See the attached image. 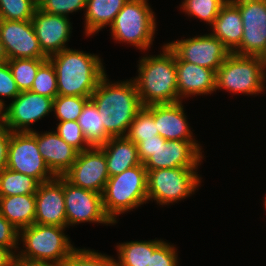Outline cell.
I'll list each match as a JSON object with an SVG mask.
<instances>
[{
    "instance_id": "1",
    "label": "cell",
    "mask_w": 266,
    "mask_h": 266,
    "mask_svg": "<svg viewBox=\"0 0 266 266\" xmlns=\"http://www.w3.org/2000/svg\"><path fill=\"white\" fill-rule=\"evenodd\" d=\"M107 80L105 74L90 99L100 113L107 135L123 137L143 105L133 80L112 84Z\"/></svg>"
},
{
    "instance_id": "2",
    "label": "cell",
    "mask_w": 266,
    "mask_h": 266,
    "mask_svg": "<svg viewBox=\"0 0 266 266\" xmlns=\"http://www.w3.org/2000/svg\"><path fill=\"white\" fill-rule=\"evenodd\" d=\"M48 60L56 72L58 95L62 96L91 97L106 74L100 58L83 51L65 48Z\"/></svg>"
},
{
    "instance_id": "3",
    "label": "cell",
    "mask_w": 266,
    "mask_h": 266,
    "mask_svg": "<svg viewBox=\"0 0 266 266\" xmlns=\"http://www.w3.org/2000/svg\"><path fill=\"white\" fill-rule=\"evenodd\" d=\"M134 83L143 107L180 102L176 77V54L165 44L163 53L140 60Z\"/></svg>"
},
{
    "instance_id": "4",
    "label": "cell",
    "mask_w": 266,
    "mask_h": 266,
    "mask_svg": "<svg viewBox=\"0 0 266 266\" xmlns=\"http://www.w3.org/2000/svg\"><path fill=\"white\" fill-rule=\"evenodd\" d=\"M147 200V170L142 163L109 177L102 192L105 214L113 223H117L116 215L134 209Z\"/></svg>"
},
{
    "instance_id": "5",
    "label": "cell",
    "mask_w": 266,
    "mask_h": 266,
    "mask_svg": "<svg viewBox=\"0 0 266 266\" xmlns=\"http://www.w3.org/2000/svg\"><path fill=\"white\" fill-rule=\"evenodd\" d=\"M265 61L261 57L230 53L216 71V90L255 95L265 82Z\"/></svg>"
},
{
    "instance_id": "6",
    "label": "cell",
    "mask_w": 266,
    "mask_h": 266,
    "mask_svg": "<svg viewBox=\"0 0 266 266\" xmlns=\"http://www.w3.org/2000/svg\"><path fill=\"white\" fill-rule=\"evenodd\" d=\"M65 227L55 225L32 224L21 229L23 245L20 257L30 260L49 261L62 265L63 261L76 249L63 233Z\"/></svg>"
},
{
    "instance_id": "7",
    "label": "cell",
    "mask_w": 266,
    "mask_h": 266,
    "mask_svg": "<svg viewBox=\"0 0 266 266\" xmlns=\"http://www.w3.org/2000/svg\"><path fill=\"white\" fill-rule=\"evenodd\" d=\"M153 13L147 0H128L110 26L113 38L147 50L156 29Z\"/></svg>"
},
{
    "instance_id": "8",
    "label": "cell",
    "mask_w": 266,
    "mask_h": 266,
    "mask_svg": "<svg viewBox=\"0 0 266 266\" xmlns=\"http://www.w3.org/2000/svg\"><path fill=\"white\" fill-rule=\"evenodd\" d=\"M196 168H162L147 170L148 200H156L160 205L182 200L190 196L201 182Z\"/></svg>"
},
{
    "instance_id": "9",
    "label": "cell",
    "mask_w": 266,
    "mask_h": 266,
    "mask_svg": "<svg viewBox=\"0 0 266 266\" xmlns=\"http://www.w3.org/2000/svg\"><path fill=\"white\" fill-rule=\"evenodd\" d=\"M6 168L31 176L39 183L56 177L41 156L32 132H11Z\"/></svg>"
},
{
    "instance_id": "10",
    "label": "cell",
    "mask_w": 266,
    "mask_h": 266,
    "mask_svg": "<svg viewBox=\"0 0 266 266\" xmlns=\"http://www.w3.org/2000/svg\"><path fill=\"white\" fill-rule=\"evenodd\" d=\"M242 16L243 37L233 52L263 57L266 52V0H231Z\"/></svg>"
},
{
    "instance_id": "11",
    "label": "cell",
    "mask_w": 266,
    "mask_h": 266,
    "mask_svg": "<svg viewBox=\"0 0 266 266\" xmlns=\"http://www.w3.org/2000/svg\"><path fill=\"white\" fill-rule=\"evenodd\" d=\"M63 177L74 186L102 194L109 179L104 151L91 147L78 152L74 164Z\"/></svg>"
},
{
    "instance_id": "12",
    "label": "cell",
    "mask_w": 266,
    "mask_h": 266,
    "mask_svg": "<svg viewBox=\"0 0 266 266\" xmlns=\"http://www.w3.org/2000/svg\"><path fill=\"white\" fill-rule=\"evenodd\" d=\"M0 38L5 60L17 58L48 59L42 52L31 20L0 19Z\"/></svg>"
},
{
    "instance_id": "13",
    "label": "cell",
    "mask_w": 266,
    "mask_h": 266,
    "mask_svg": "<svg viewBox=\"0 0 266 266\" xmlns=\"http://www.w3.org/2000/svg\"><path fill=\"white\" fill-rule=\"evenodd\" d=\"M4 111L2 123L11 132H31L33 129L28 128V125L53 111V98L23 91Z\"/></svg>"
},
{
    "instance_id": "14",
    "label": "cell",
    "mask_w": 266,
    "mask_h": 266,
    "mask_svg": "<svg viewBox=\"0 0 266 266\" xmlns=\"http://www.w3.org/2000/svg\"><path fill=\"white\" fill-rule=\"evenodd\" d=\"M167 45L183 61L217 71L231 53L212 34L172 41Z\"/></svg>"
},
{
    "instance_id": "15",
    "label": "cell",
    "mask_w": 266,
    "mask_h": 266,
    "mask_svg": "<svg viewBox=\"0 0 266 266\" xmlns=\"http://www.w3.org/2000/svg\"><path fill=\"white\" fill-rule=\"evenodd\" d=\"M67 226L82 222L114 224L105 214L102 194L72 185L64 178Z\"/></svg>"
},
{
    "instance_id": "16",
    "label": "cell",
    "mask_w": 266,
    "mask_h": 266,
    "mask_svg": "<svg viewBox=\"0 0 266 266\" xmlns=\"http://www.w3.org/2000/svg\"><path fill=\"white\" fill-rule=\"evenodd\" d=\"M35 201L34 223L67 227L63 176L40 183L35 193Z\"/></svg>"
},
{
    "instance_id": "17",
    "label": "cell",
    "mask_w": 266,
    "mask_h": 266,
    "mask_svg": "<svg viewBox=\"0 0 266 266\" xmlns=\"http://www.w3.org/2000/svg\"><path fill=\"white\" fill-rule=\"evenodd\" d=\"M196 142L183 140H166L143 164L146 170L162 168H197L202 152Z\"/></svg>"
},
{
    "instance_id": "18",
    "label": "cell",
    "mask_w": 266,
    "mask_h": 266,
    "mask_svg": "<svg viewBox=\"0 0 266 266\" xmlns=\"http://www.w3.org/2000/svg\"><path fill=\"white\" fill-rule=\"evenodd\" d=\"M42 52L50 57L66 48L70 37L71 24L67 16L34 11L31 19Z\"/></svg>"
},
{
    "instance_id": "19",
    "label": "cell",
    "mask_w": 266,
    "mask_h": 266,
    "mask_svg": "<svg viewBox=\"0 0 266 266\" xmlns=\"http://www.w3.org/2000/svg\"><path fill=\"white\" fill-rule=\"evenodd\" d=\"M38 149L50 171L57 177L63 176L74 164L78 151L67 144L55 131L38 134Z\"/></svg>"
},
{
    "instance_id": "20",
    "label": "cell",
    "mask_w": 266,
    "mask_h": 266,
    "mask_svg": "<svg viewBox=\"0 0 266 266\" xmlns=\"http://www.w3.org/2000/svg\"><path fill=\"white\" fill-rule=\"evenodd\" d=\"M176 77L179 99L183 96L205 95L216 91V71L183 61L177 55Z\"/></svg>"
},
{
    "instance_id": "21",
    "label": "cell",
    "mask_w": 266,
    "mask_h": 266,
    "mask_svg": "<svg viewBox=\"0 0 266 266\" xmlns=\"http://www.w3.org/2000/svg\"><path fill=\"white\" fill-rule=\"evenodd\" d=\"M182 102L154 104L153 118L159 135L165 140L195 142L189 129Z\"/></svg>"
},
{
    "instance_id": "22",
    "label": "cell",
    "mask_w": 266,
    "mask_h": 266,
    "mask_svg": "<svg viewBox=\"0 0 266 266\" xmlns=\"http://www.w3.org/2000/svg\"><path fill=\"white\" fill-rule=\"evenodd\" d=\"M213 33L223 45L233 53L239 46L243 37L242 16L239 8L228 0L220 9L213 24Z\"/></svg>"
},
{
    "instance_id": "23",
    "label": "cell",
    "mask_w": 266,
    "mask_h": 266,
    "mask_svg": "<svg viewBox=\"0 0 266 266\" xmlns=\"http://www.w3.org/2000/svg\"><path fill=\"white\" fill-rule=\"evenodd\" d=\"M100 148L104 151L106 157L109 177L141 164L137 145L126 136L111 137Z\"/></svg>"
},
{
    "instance_id": "24",
    "label": "cell",
    "mask_w": 266,
    "mask_h": 266,
    "mask_svg": "<svg viewBox=\"0 0 266 266\" xmlns=\"http://www.w3.org/2000/svg\"><path fill=\"white\" fill-rule=\"evenodd\" d=\"M0 213L18 231L34 224L35 194L0 197Z\"/></svg>"
},
{
    "instance_id": "25",
    "label": "cell",
    "mask_w": 266,
    "mask_h": 266,
    "mask_svg": "<svg viewBox=\"0 0 266 266\" xmlns=\"http://www.w3.org/2000/svg\"><path fill=\"white\" fill-rule=\"evenodd\" d=\"M128 0H86L85 33L98 32L105 25L111 26L115 17Z\"/></svg>"
},
{
    "instance_id": "26",
    "label": "cell",
    "mask_w": 266,
    "mask_h": 266,
    "mask_svg": "<svg viewBox=\"0 0 266 266\" xmlns=\"http://www.w3.org/2000/svg\"><path fill=\"white\" fill-rule=\"evenodd\" d=\"M77 123L82 129L87 143L91 147H100L110 139L104 130L100 113L91 99H89L83 106L82 112L77 119Z\"/></svg>"
},
{
    "instance_id": "27",
    "label": "cell",
    "mask_w": 266,
    "mask_h": 266,
    "mask_svg": "<svg viewBox=\"0 0 266 266\" xmlns=\"http://www.w3.org/2000/svg\"><path fill=\"white\" fill-rule=\"evenodd\" d=\"M162 242L161 240L131 241L118 245V266H147L150 255Z\"/></svg>"
},
{
    "instance_id": "28",
    "label": "cell",
    "mask_w": 266,
    "mask_h": 266,
    "mask_svg": "<svg viewBox=\"0 0 266 266\" xmlns=\"http://www.w3.org/2000/svg\"><path fill=\"white\" fill-rule=\"evenodd\" d=\"M39 184L31 176L5 168L0 172V197L35 194Z\"/></svg>"
},
{
    "instance_id": "29",
    "label": "cell",
    "mask_w": 266,
    "mask_h": 266,
    "mask_svg": "<svg viewBox=\"0 0 266 266\" xmlns=\"http://www.w3.org/2000/svg\"><path fill=\"white\" fill-rule=\"evenodd\" d=\"M47 59L17 58L6 60L20 92L30 91L39 67Z\"/></svg>"
},
{
    "instance_id": "30",
    "label": "cell",
    "mask_w": 266,
    "mask_h": 266,
    "mask_svg": "<svg viewBox=\"0 0 266 266\" xmlns=\"http://www.w3.org/2000/svg\"><path fill=\"white\" fill-rule=\"evenodd\" d=\"M159 135L153 118V105L143 107L130 124L126 137L136 145L143 139L155 138Z\"/></svg>"
},
{
    "instance_id": "31",
    "label": "cell",
    "mask_w": 266,
    "mask_h": 266,
    "mask_svg": "<svg viewBox=\"0 0 266 266\" xmlns=\"http://www.w3.org/2000/svg\"><path fill=\"white\" fill-rule=\"evenodd\" d=\"M89 99L90 97L57 95L53 99V111L59 121H77Z\"/></svg>"
},
{
    "instance_id": "32",
    "label": "cell",
    "mask_w": 266,
    "mask_h": 266,
    "mask_svg": "<svg viewBox=\"0 0 266 266\" xmlns=\"http://www.w3.org/2000/svg\"><path fill=\"white\" fill-rule=\"evenodd\" d=\"M227 1L228 0H184L181 7L188 15L195 16L212 25L221 7Z\"/></svg>"
},
{
    "instance_id": "33",
    "label": "cell",
    "mask_w": 266,
    "mask_h": 266,
    "mask_svg": "<svg viewBox=\"0 0 266 266\" xmlns=\"http://www.w3.org/2000/svg\"><path fill=\"white\" fill-rule=\"evenodd\" d=\"M37 7L32 0H0V19L28 21L32 19Z\"/></svg>"
},
{
    "instance_id": "34",
    "label": "cell",
    "mask_w": 266,
    "mask_h": 266,
    "mask_svg": "<svg viewBox=\"0 0 266 266\" xmlns=\"http://www.w3.org/2000/svg\"><path fill=\"white\" fill-rule=\"evenodd\" d=\"M30 91L53 99L58 95L56 72L48 59L39 67Z\"/></svg>"
},
{
    "instance_id": "35",
    "label": "cell",
    "mask_w": 266,
    "mask_h": 266,
    "mask_svg": "<svg viewBox=\"0 0 266 266\" xmlns=\"http://www.w3.org/2000/svg\"><path fill=\"white\" fill-rule=\"evenodd\" d=\"M62 266H118L112 257L98 252L75 249L62 263Z\"/></svg>"
},
{
    "instance_id": "36",
    "label": "cell",
    "mask_w": 266,
    "mask_h": 266,
    "mask_svg": "<svg viewBox=\"0 0 266 266\" xmlns=\"http://www.w3.org/2000/svg\"><path fill=\"white\" fill-rule=\"evenodd\" d=\"M56 129V133L78 152L91 148L77 121H60Z\"/></svg>"
},
{
    "instance_id": "37",
    "label": "cell",
    "mask_w": 266,
    "mask_h": 266,
    "mask_svg": "<svg viewBox=\"0 0 266 266\" xmlns=\"http://www.w3.org/2000/svg\"><path fill=\"white\" fill-rule=\"evenodd\" d=\"M85 7L86 0H42L38 5V8L44 12L62 16Z\"/></svg>"
},
{
    "instance_id": "38",
    "label": "cell",
    "mask_w": 266,
    "mask_h": 266,
    "mask_svg": "<svg viewBox=\"0 0 266 266\" xmlns=\"http://www.w3.org/2000/svg\"><path fill=\"white\" fill-rule=\"evenodd\" d=\"M20 91L17 88L11 69L6 60L0 61V96L15 99ZM3 99H0V105L5 108Z\"/></svg>"
},
{
    "instance_id": "39",
    "label": "cell",
    "mask_w": 266,
    "mask_h": 266,
    "mask_svg": "<svg viewBox=\"0 0 266 266\" xmlns=\"http://www.w3.org/2000/svg\"><path fill=\"white\" fill-rule=\"evenodd\" d=\"M173 245L162 242L150 255L147 266H177L178 259Z\"/></svg>"
},
{
    "instance_id": "40",
    "label": "cell",
    "mask_w": 266,
    "mask_h": 266,
    "mask_svg": "<svg viewBox=\"0 0 266 266\" xmlns=\"http://www.w3.org/2000/svg\"><path fill=\"white\" fill-rule=\"evenodd\" d=\"M20 232L0 213V245L12 250L18 244Z\"/></svg>"
},
{
    "instance_id": "41",
    "label": "cell",
    "mask_w": 266,
    "mask_h": 266,
    "mask_svg": "<svg viewBox=\"0 0 266 266\" xmlns=\"http://www.w3.org/2000/svg\"><path fill=\"white\" fill-rule=\"evenodd\" d=\"M166 140L160 135H155V138L143 139L137 144L138 156L143 164L154 152L158 149L160 143H165Z\"/></svg>"
},
{
    "instance_id": "42",
    "label": "cell",
    "mask_w": 266,
    "mask_h": 266,
    "mask_svg": "<svg viewBox=\"0 0 266 266\" xmlns=\"http://www.w3.org/2000/svg\"><path fill=\"white\" fill-rule=\"evenodd\" d=\"M11 131L1 122L0 123V172L7 166L8 144Z\"/></svg>"
},
{
    "instance_id": "43",
    "label": "cell",
    "mask_w": 266,
    "mask_h": 266,
    "mask_svg": "<svg viewBox=\"0 0 266 266\" xmlns=\"http://www.w3.org/2000/svg\"><path fill=\"white\" fill-rule=\"evenodd\" d=\"M12 266H62L49 261L30 260L18 255L14 256Z\"/></svg>"
},
{
    "instance_id": "44",
    "label": "cell",
    "mask_w": 266,
    "mask_h": 266,
    "mask_svg": "<svg viewBox=\"0 0 266 266\" xmlns=\"http://www.w3.org/2000/svg\"><path fill=\"white\" fill-rule=\"evenodd\" d=\"M14 254L10 248L0 245V266H12Z\"/></svg>"
},
{
    "instance_id": "45",
    "label": "cell",
    "mask_w": 266,
    "mask_h": 266,
    "mask_svg": "<svg viewBox=\"0 0 266 266\" xmlns=\"http://www.w3.org/2000/svg\"><path fill=\"white\" fill-rule=\"evenodd\" d=\"M5 60V55L1 46V38H0V61Z\"/></svg>"
},
{
    "instance_id": "46",
    "label": "cell",
    "mask_w": 266,
    "mask_h": 266,
    "mask_svg": "<svg viewBox=\"0 0 266 266\" xmlns=\"http://www.w3.org/2000/svg\"><path fill=\"white\" fill-rule=\"evenodd\" d=\"M4 108L0 105V123L3 121V111Z\"/></svg>"
},
{
    "instance_id": "47",
    "label": "cell",
    "mask_w": 266,
    "mask_h": 266,
    "mask_svg": "<svg viewBox=\"0 0 266 266\" xmlns=\"http://www.w3.org/2000/svg\"><path fill=\"white\" fill-rule=\"evenodd\" d=\"M33 2H35L37 5H39V3L42 1V0H32Z\"/></svg>"
},
{
    "instance_id": "48",
    "label": "cell",
    "mask_w": 266,
    "mask_h": 266,
    "mask_svg": "<svg viewBox=\"0 0 266 266\" xmlns=\"http://www.w3.org/2000/svg\"><path fill=\"white\" fill-rule=\"evenodd\" d=\"M262 59L265 61V64H266V52H265L264 56L262 57Z\"/></svg>"
}]
</instances>
